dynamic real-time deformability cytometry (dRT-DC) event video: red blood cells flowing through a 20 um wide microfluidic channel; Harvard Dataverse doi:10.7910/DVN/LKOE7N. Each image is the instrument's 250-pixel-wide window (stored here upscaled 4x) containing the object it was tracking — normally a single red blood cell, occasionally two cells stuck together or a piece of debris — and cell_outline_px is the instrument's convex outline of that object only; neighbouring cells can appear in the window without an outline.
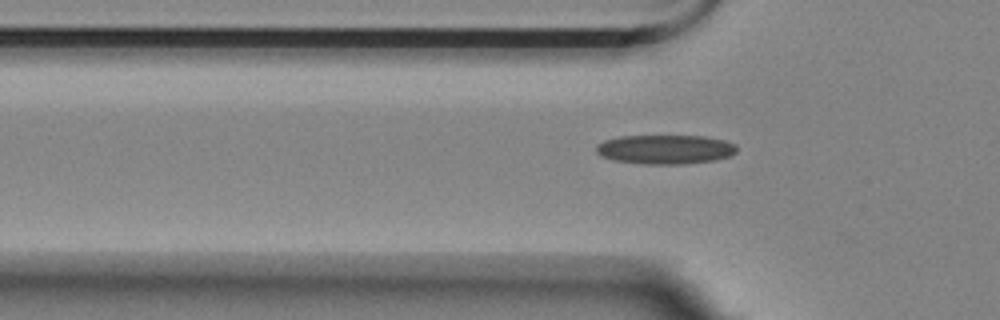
{"species": "Egyptian fruit bat (a non-hibernating species)", "species_latin": "Rousettus aegyptiacus", "temperature_condition": "room temperature", "stored_images_in_passage": 41, "camera_frame_rate_fps": 3000, "um_per_image_px": 0.085, "animal": {"sex": "female"}, "frame": {"image": 1, "passage_image": 9, "time_ms": 2.667, "image_size_px": [1000, 320], "cell_outline_px": [[736, 152], [728, 156], [716, 160], [684, 164], [644, 164], [612, 160], [600, 156], [596, 152], [596, 144], [604, 140], [620, 136], [704, 136], [724, 140], [736, 144]], "centroid_in_image_um": [56.51, 12.7], "position_along_channel_um": 69.3, "area_um2": 24.1}}
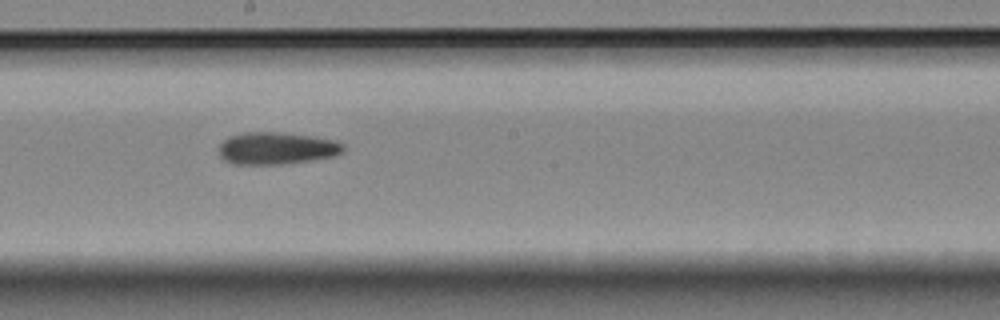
{"frame": {"image": 2, "passage_image": 22, "time_ms": 7.0, "image_size_px": [1000, 320], "cell_outline_px": [[344, 152], [336, 156], [288, 164], [232, 164], [224, 160], [216, 152], [220, 144], [228, 136], [244, 132], [280, 132], [312, 136], [336, 140], [344, 144]], "centroid_in_image_um": [23.51, 12.61], "position_along_channel_um": 224.7, "area_um2": 23.81}}
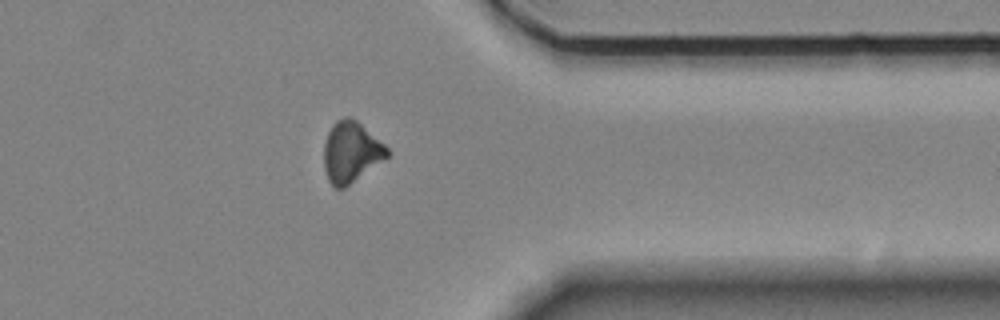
{"frame": {"image": 3, "passage_image": 36, "time_ms": 11.667, "image_size_px": [1000, 320], "cell_outline_px": [[392, 152], [388, 156], [344, 188], [336, 188], [328, 180], [324, 168], [324, 144], [328, 132], [332, 124], [336, 120], [344, 116], [348, 116], [356, 120], [384, 144]], "centroid_in_image_um": [29.82, 12.9], "position_along_channel_um": 381.6, "area_um2": 22.2}}